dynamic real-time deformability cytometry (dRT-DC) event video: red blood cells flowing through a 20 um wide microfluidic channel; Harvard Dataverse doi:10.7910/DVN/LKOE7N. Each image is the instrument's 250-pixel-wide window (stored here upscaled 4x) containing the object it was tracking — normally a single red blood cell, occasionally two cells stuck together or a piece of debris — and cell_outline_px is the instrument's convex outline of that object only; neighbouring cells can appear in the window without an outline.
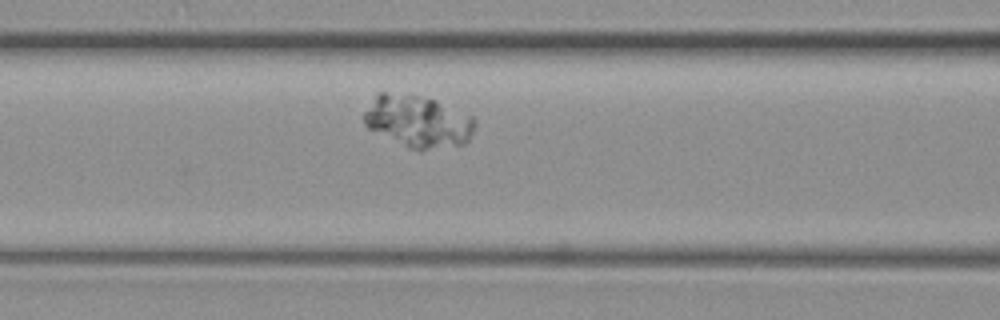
{"species": "common noctule bat (a hibernating species)", "species_latin": "Nyctalus noctula", "temperature_condition": "warm", "stored_images_in_passage": 50, "camera_frame_rate_fps": 3000, "um_per_image_px": 0.085, "animal": {"sex": "female", "body_mass_g": 19.3, "forearm_length_mm": 54.1}, "frame": {"image": 1, "passage_image": 12, "time_ms": 3.667, "image_size_px": [1000, 320], "cell_outline_px": [[476, 124], [468, 140], [464, 144], [424, 148], [408, 148], [368, 128], [364, 124], [364, 112], [376, 92], [384, 92], [416, 96], [436, 100], [472, 116], [476, 120]], "centroid_in_image_um": [35.5, 10.29], "position_along_channel_um": 131.1, "area_um2": 33.0}}